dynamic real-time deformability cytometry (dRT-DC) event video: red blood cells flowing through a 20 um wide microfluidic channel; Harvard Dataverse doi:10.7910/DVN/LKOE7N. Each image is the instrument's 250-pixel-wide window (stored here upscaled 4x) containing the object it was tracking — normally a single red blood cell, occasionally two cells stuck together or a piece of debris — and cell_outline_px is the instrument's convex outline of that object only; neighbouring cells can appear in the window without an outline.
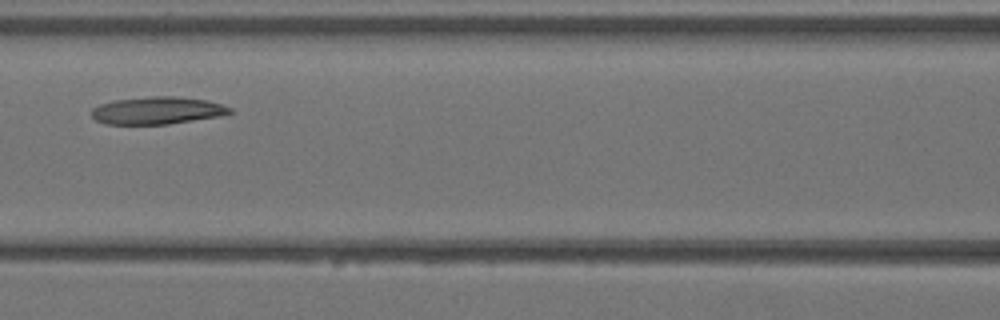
{"species": "Egyptian fruit bat (a non-hibernating species)", "species_latin": "Rousettus aegyptiacus", "temperature_condition": "warm", "stored_images_in_passage": 3, "camera_frame_rate_fps": 3000, "um_per_image_px": 0.085, "animal": {"sex": "female"}, "frame": {"image": 1, "passage_image": 3, "time_ms": 0.667, "image_size_px": [1000, 320], "cell_outline_px": [[232, 112], [220, 116], [168, 124], [104, 124], [96, 120], [92, 116], [92, 108], [100, 104], [112, 100], [152, 96], [176, 96], [204, 100], [220, 104], [232, 108]], "centroid_in_image_um": [13.33, 9.39], "position_along_channel_um": 153.3, "area_um2": 22.02}}